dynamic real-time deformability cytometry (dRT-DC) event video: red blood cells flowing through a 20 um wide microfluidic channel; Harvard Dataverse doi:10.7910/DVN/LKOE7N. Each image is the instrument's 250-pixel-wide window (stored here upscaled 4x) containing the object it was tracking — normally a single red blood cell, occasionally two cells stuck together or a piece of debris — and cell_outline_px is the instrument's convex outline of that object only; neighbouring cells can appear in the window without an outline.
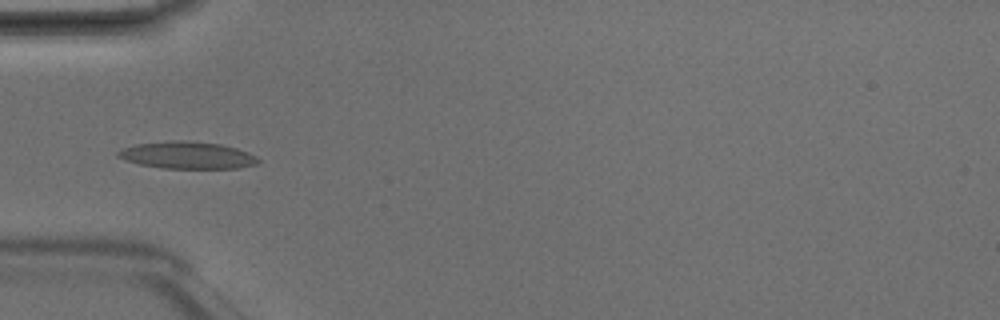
{"species": "Egyptian fruit bat (a non-hibernating species)", "species_latin": "Rousettus aegyptiacus", "temperature_condition": "room temperature", "stored_images_in_passage": 3, "camera_frame_rate_fps": 3000, "um_per_image_px": 0.085, "animal": {"sex": "male"}, "frame": {"image": 1, "passage_image": 3, "time_ms": 0.667, "image_size_px": [1000, 320], "cell_outline_px": [[260, 160], [256, 164], [236, 168], [164, 168], [140, 164], [124, 160], [116, 156], [116, 152], [124, 148], [136, 144], [172, 140], [180, 140], [220, 144], [236, 148], [248, 152], [256, 156]], "centroid_in_image_um": [15.9, 13.19], "position_along_channel_um": 69.1, "area_um2": 21.96}}